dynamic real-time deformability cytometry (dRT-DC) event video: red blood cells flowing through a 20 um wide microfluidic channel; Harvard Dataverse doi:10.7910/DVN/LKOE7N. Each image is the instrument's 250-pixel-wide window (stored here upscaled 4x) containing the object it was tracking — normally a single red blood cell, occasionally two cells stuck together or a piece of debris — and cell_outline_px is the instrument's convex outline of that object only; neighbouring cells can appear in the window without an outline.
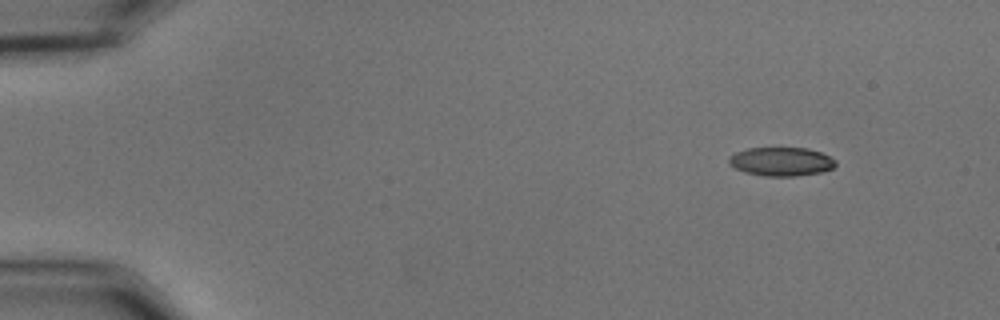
{"species": "common noctule bat (a hibernating species)", "species_latin": "Nyctalus noctula", "temperature_condition": "cold", "stored_images_in_passage": 51, "camera_frame_rate_fps": 3000, "um_per_image_px": 0.085, "animal": {"sex": "male", "body_mass_g": 15.6}, "frame": {"image": 1, "passage_image": 1, "time_ms": 0.0, "image_size_px": [1000, 320], "cell_outline_px": [[836, 164], [832, 168], [820, 172], [796, 176], [764, 176], [744, 172], [728, 164], [728, 156], [736, 152], [748, 148], [808, 148], [820, 152], [836, 160]], "centroid_in_image_um": [66.37, 13.73], "position_along_channel_um": 18.6, "area_um2": 17.86}}
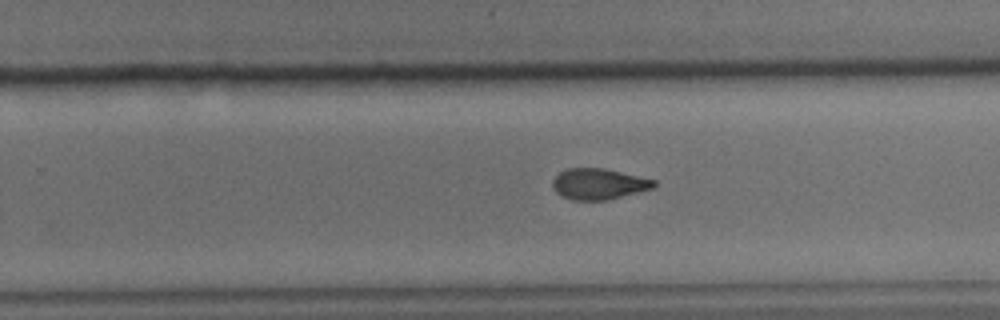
{"frame": {"image": 2, "passage_image": 31, "time_ms": 10.0, "image_size_px": [1000, 320], "cell_outline_px": [[656, 184], [652, 188], [604, 200], [572, 200], [560, 196], [552, 188], [552, 180], [560, 172], [568, 168], [604, 168], [656, 180]], "centroid_in_image_um": [50.83, 15.63], "position_along_channel_um": 279.0, "area_um2": 18.09}}
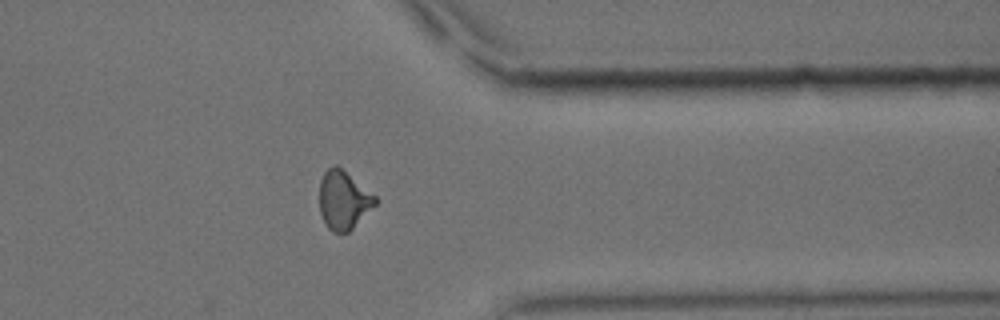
{"frame": {"image": 3, "passage_image": 40, "time_ms": 13.0, "image_size_px": [1000, 320], "cell_outline_px": [[380, 200], [348, 232], [332, 232], [324, 224], [320, 212], [320, 180], [324, 172], [332, 164], [336, 164], [376, 196]], "centroid_in_image_um": [29.19, 17.0], "position_along_channel_um": 382.2, "area_um2": 18.96}, "authors_computed_cell_mechanics": {"area_um2": 19.0162, "velocity_mm_per_s": 3.6394, "shape_relaxation_time_tau1_ms": 5.6697, "shape_relaxation_time_tau2_ms": 4.9886, "deformation_change_tau1": 0.1466, "deformation_change_tau2": 0.1071}}